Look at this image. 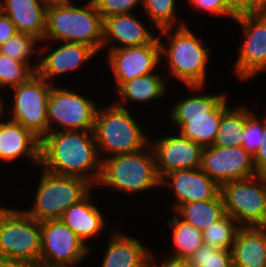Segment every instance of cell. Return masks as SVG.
Wrapping results in <instances>:
<instances>
[{
    "instance_id": "obj_16",
    "label": "cell",
    "mask_w": 266,
    "mask_h": 267,
    "mask_svg": "<svg viewBox=\"0 0 266 267\" xmlns=\"http://www.w3.org/2000/svg\"><path fill=\"white\" fill-rule=\"evenodd\" d=\"M163 185L173 188L176 195L173 211L185 203L211 200L220 194V186L201 168L169 172L161 178V186Z\"/></svg>"
},
{
    "instance_id": "obj_14",
    "label": "cell",
    "mask_w": 266,
    "mask_h": 267,
    "mask_svg": "<svg viewBox=\"0 0 266 267\" xmlns=\"http://www.w3.org/2000/svg\"><path fill=\"white\" fill-rule=\"evenodd\" d=\"M108 54L115 78V91L124 82L153 73L162 62L158 36L148 45L114 48Z\"/></svg>"
},
{
    "instance_id": "obj_42",
    "label": "cell",
    "mask_w": 266,
    "mask_h": 267,
    "mask_svg": "<svg viewBox=\"0 0 266 267\" xmlns=\"http://www.w3.org/2000/svg\"><path fill=\"white\" fill-rule=\"evenodd\" d=\"M0 267H38L34 263L0 257Z\"/></svg>"
},
{
    "instance_id": "obj_2",
    "label": "cell",
    "mask_w": 266,
    "mask_h": 267,
    "mask_svg": "<svg viewBox=\"0 0 266 267\" xmlns=\"http://www.w3.org/2000/svg\"><path fill=\"white\" fill-rule=\"evenodd\" d=\"M72 0L48 4L44 40L82 43L97 53L103 46V19L93 0L83 6Z\"/></svg>"
},
{
    "instance_id": "obj_23",
    "label": "cell",
    "mask_w": 266,
    "mask_h": 267,
    "mask_svg": "<svg viewBox=\"0 0 266 267\" xmlns=\"http://www.w3.org/2000/svg\"><path fill=\"white\" fill-rule=\"evenodd\" d=\"M90 191L79 202L70 206L60 220L68 226L86 244L87 239L97 236L105 228L107 222L101 211L90 200Z\"/></svg>"
},
{
    "instance_id": "obj_38",
    "label": "cell",
    "mask_w": 266,
    "mask_h": 267,
    "mask_svg": "<svg viewBox=\"0 0 266 267\" xmlns=\"http://www.w3.org/2000/svg\"><path fill=\"white\" fill-rule=\"evenodd\" d=\"M228 10L235 16L253 13V0H226Z\"/></svg>"
},
{
    "instance_id": "obj_12",
    "label": "cell",
    "mask_w": 266,
    "mask_h": 267,
    "mask_svg": "<svg viewBox=\"0 0 266 267\" xmlns=\"http://www.w3.org/2000/svg\"><path fill=\"white\" fill-rule=\"evenodd\" d=\"M234 21L244 34L234 72L239 79L247 80L266 70V12L242 14Z\"/></svg>"
},
{
    "instance_id": "obj_21",
    "label": "cell",
    "mask_w": 266,
    "mask_h": 267,
    "mask_svg": "<svg viewBox=\"0 0 266 267\" xmlns=\"http://www.w3.org/2000/svg\"><path fill=\"white\" fill-rule=\"evenodd\" d=\"M4 13L18 32L44 41L48 4L43 0H3Z\"/></svg>"
},
{
    "instance_id": "obj_7",
    "label": "cell",
    "mask_w": 266,
    "mask_h": 267,
    "mask_svg": "<svg viewBox=\"0 0 266 267\" xmlns=\"http://www.w3.org/2000/svg\"><path fill=\"white\" fill-rule=\"evenodd\" d=\"M41 255L40 222L25 210L7 208L0 218V257L34 263Z\"/></svg>"
},
{
    "instance_id": "obj_26",
    "label": "cell",
    "mask_w": 266,
    "mask_h": 267,
    "mask_svg": "<svg viewBox=\"0 0 266 267\" xmlns=\"http://www.w3.org/2000/svg\"><path fill=\"white\" fill-rule=\"evenodd\" d=\"M175 212L201 232L226 215L221 194L211 200L185 203Z\"/></svg>"
},
{
    "instance_id": "obj_17",
    "label": "cell",
    "mask_w": 266,
    "mask_h": 267,
    "mask_svg": "<svg viewBox=\"0 0 266 267\" xmlns=\"http://www.w3.org/2000/svg\"><path fill=\"white\" fill-rule=\"evenodd\" d=\"M48 49L47 46L37 49L41 59L37 62L36 70V73L48 82L56 76L77 70L98 54L92 47L82 43L62 42L51 52Z\"/></svg>"
},
{
    "instance_id": "obj_35",
    "label": "cell",
    "mask_w": 266,
    "mask_h": 267,
    "mask_svg": "<svg viewBox=\"0 0 266 267\" xmlns=\"http://www.w3.org/2000/svg\"><path fill=\"white\" fill-rule=\"evenodd\" d=\"M252 113L245 123V129L242 132L241 146L251 155L254 156L259 149L260 144L264 141L263 133V118L259 119Z\"/></svg>"
},
{
    "instance_id": "obj_34",
    "label": "cell",
    "mask_w": 266,
    "mask_h": 267,
    "mask_svg": "<svg viewBox=\"0 0 266 267\" xmlns=\"http://www.w3.org/2000/svg\"><path fill=\"white\" fill-rule=\"evenodd\" d=\"M191 267H233L231 251L202 244L187 258Z\"/></svg>"
},
{
    "instance_id": "obj_20",
    "label": "cell",
    "mask_w": 266,
    "mask_h": 267,
    "mask_svg": "<svg viewBox=\"0 0 266 267\" xmlns=\"http://www.w3.org/2000/svg\"><path fill=\"white\" fill-rule=\"evenodd\" d=\"M101 267H149L151 251L139 239L114 231Z\"/></svg>"
},
{
    "instance_id": "obj_40",
    "label": "cell",
    "mask_w": 266,
    "mask_h": 267,
    "mask_svg": "<svg viewBox=\"0 0 266 267\" xmlns=\"http://www.w3.org/2000/svg\"><path fill=\"white\" fill-rule=\"evenodd\" d=\"M191 267L187 258L169 257L160 264L155 262V256L151 253L149 258V267Z\"/></svg>"
},
{
    "instance_id": "obj_37",
    "label": "cell",
    "mask_w": 266,
    "mask_h": 267,
    "mask_svg": "<svg viewBox=\"0 0 266 267\" xmlns=\"http://www.w3.org/2000/svg\"><path fill=\"white\" fill-rule=\"evenodd\" d=\"M192 4L191 6L195 10H200L202 12H208L213 15H223L229 16L233 20L236 18L227 7L226 0H189Z\"/></svg>"
},
{
    "instance_id": "obj_3",
    "label": "cell",
    "mask_w": 266,
    "mask_h": 267,
    "mask_svg": "<svg viewBox=\"0 0 266 267\" xmlns=\"http://www.w3.org/2000/svg\"><path fill=\"white\" fill-rule=\"evenodd\" d=\"M177 26L176 29H173L174 27L162 29L157 35L160 56L167 58L171 75L183 82L191 91L200 89L201 92L206 82V67L211 49L204 46L184 22ZM162 35L166 36L170 43L164 44L160 39Z\"/></svg>"
},
{
    "instance_id": "obj_44",
    "label": "cell",
    "mask_w": 266,
    "mask_h": 267,
    "mask_svg": "<svg viewBox=\"0 0 266 267\" xmlns=\"http://www.w3.org/2000/svg\"><path fill=\"white\" fill-rule=\"evenodd\" d=\"M262 137H263L264 141H266V115L264 116V119H263V133H262Z\"/></svg>"
},
{
    "instance_id": "obj_22",
    "label": "cell",
    "mask_w": 266,
    "mask_h": 267,
    "mask_svg": "<svg viewBox=\"0 0 266 267\" xmlns=\"http://www.w3.org/2000/svg\"><path fill=\"white\" fill-rule=\"evenodd\" d=\"M231 255L233 267H266V226L241 227Z\"/></svg>"
},
{
    "instance_id": "obj_47",
    "label": "cell",
    "mask_w": 266,
    "mask_h": 267,
    "mask_svg": "<svg viewBox=\"0 0 266 267\" xmlns=\"http://www.w3.org/2000/svg\"><path fill=\"white\" fill-rule=\"evenodd\" d=\"M43 1H45L47 4H50V3H55V2H61L64 0H43Z\"/></svg>"
},
{
    "instance_id": "obj_19",
    "label": "cell",
    "mask_w": 266,
    "mask_h": 267,
    "mask_svg": "<svg viewBox=\"0 0 266 267\" xmlns=\"http://www.w3.org/2000/svg\"><path fill=\"white\" fill-rule=\"evenodd\" d=\"M156 37L137 19L133 13L119 14L103 19V46L117 40L119 44L111 46L114 48H124L133 46H143L150 44Z\"/></svg>"
},
{
    "instance_id": "obj_45",
    "label": "cell",
    "mask_w": 266,
    "mask_h": 267,
    "mask_svg": "<svg viewBox=\"0 0 266 267\" xmlns=\"http://www.w3.org/2000/svg\"><path fill=\"white\" fill-rule=\"evenodd\" d=\"M1 98H3V97L0 96V118L2 117L3 111H5V110H3L4 104H3V99H1ZM0 122H1V119H0Z\"/></svg>"
},
{
    "instance_id": "obj_9",
    "label": "cell",
    "mask_w": 266,
    "mask_h": 267,
    "mask_svg": "<svg viewBox=\"0 0 266 267\" xmlns=\"http://www.w3.org/2000/svg\"><path fill=\"white\" fill-rule=\"evenodd\" d=\"M53 85L36 73L27 82L12 88L13 106L6 107L12 116L10 120L20 123L40 140L49 133L47 107Z\"/></svg>"
},
{
    "instance_id": "obj_33",
    "label": "cell",
    "mask_w": 266,
    "mask_h": 267,
    "mask_svg": "<svg viewBox=\"0 0 266 267\" xmlns=\"http://www.w3.org/2000/svg\"><path fill=\"white\" fill-rule=\"evenodd\" d=\"M36 37L28 33L17 32L11 39L0 45V53L13 59L30 64V59L34 53L39 56L36 44L39 42ZM35 48V49H34Z\"/></svg>"
},
{
    "instance_id": "obj_30",
    "label": "cell",
    "mask_w": 266,
    "mask_h": 267,
    "mask_svg": "<svg viewBox=\"0 0 266 267\" xmlns=\"http://www.w3.org/2000/svg\"><path fill=\"white\" fill-rule=\"evenodd\" d=\"M241 227L233 217L226 214L203 231V243L218 250L231 251Z\"/></svg>"
},
{
    "instance_id": "obj_46",
    "label": "cell",
    "mask_w": 266,
    "mask_h": 267,
    "mask_svg": "<svg viewBox=\"0 0 266 267\" xmlns=\"http://www.w3.org/2000/svg\"><path fill=\"white\" fill-rule=\"evenodd\" d=\"M3 0H0V18L4 15Z\"/></svg>"
},
{
    "instance_id": "obj_48",
    "label": "cell",
    "mask_w": 266,
    "mask_h": 267,
    "mask_svg": "<svg viewBox=\"0 0 266 267\" xmlns=\"http://www.w3.org/2000/svg\"><path fill=\"white\" fill-rule=\"evenodd\" d=\"M6 209H7V208H0V218H1V216L3 215V213L5 212Z\"/></svg>"
},
{
    "instance_id": "obj_24",
    "label": "cell",
    "mask_w": 266,
    "mask_h": 267,
    "mask_svg": "<svg viewBox=\"0 0 266 267\" xmlns=\"http://www.w3.org/2000/svg\"><path fill=\"white\" fill-rule=\"evenodd\" d=\"M227 97L207 116L170 117L179 129L178 133L202 147L212 146L217 135L222 115L230 108Z\"/></svg>"
},
{
    "instance_id": "obj_5",
    "label": "cell",
    "mask_w": 266,
    "mask_h": 267,
    "mask_svg": "<svg viewBox=\"0 0 266 267\" xmlns=\"http://www.w3.org/2000/svg\"><path fill=\"white\" fill-rule=\"evenodd\" d=\"M96 185L130 194L161 186L151 145L134 153L102 159L100 178Z\"/></svg>"
},
{
    "instance_id": "obj_1",
    "label": "cell",
    "mask_w": 266,
    "mask_h": 267,
    "mask_svg": "<svg viewBox=\"0 0 266 267\" xmlns=\"http://www.w3.org/2000/svg\"><path fill=\"white\" fill-rule=\"evenodd\" d=\"M101 163L93 130H57L40 140L39 166L50 173L78 176L95 186Z\"/></svg>"
},
{
    "instance_id": "obj_43",
    "label": "cell",
    "mask_w": 266,
    "mask_h": 267,
    "mask_svg": "<svg viewBox=\"0 0 266 267\" xmlns=\"http://www.w3.org/2000/svg\"><path fill=\"white\" fill-rule=\"evenodd\" d=\"M266 12V0H253V13Z\"/></svg>"
},
{
    "instance_id": "obj_18",
    "label": "cell",
    "mask_w": 266,
    "mask_h": 267,
    "mask_svg": "<svg viewBox=\"0 0 266 267\" xmlns=\"http://www.w3.org/2000/svg\"><path fill=\"white\" fill-rule=\"evenodd\" d=\"M27 157L40 163V139L13 120L0 122V161L12 162Z\"/></svg>"
},
{
    "instance_id": "obj_39",
    "label": "cell",
    "mask_w": 266,
    "mask_h": 267,
    "mask_svg": "<svg viewBox=\"0 0 266 267\" xmlns=\"http://www.w3.org/2000/svg\"><path fill=\"white\" fill-rule=\"evenodd\" d=\"M17 32L15 24L4 14L0 18V45L11 39Z\"/></svg>"
},
{
    "instance_id": "obj_25",
    "label": "cell",
    "mask_w": 266,
    "mask_h": 267,
    "mask_svg": "<svg viewBox=\"0 0 266 267\" xmlns=\"http://www.w3.org/2000/svg\"><path fill=\"white\" fill-rule=\"evenodd\" d=\"M154 73L139 76L131 81L124 82L115 91L121 100H115L114 103L119 107L126 108L125 102L127 101L146 103L161 98L166 92L167 83H165V80L159 74Z\"/></svg>"
},
{
    "instance_id": "obj_13",
    "label": "cell",
    "mask_w": 266,
    "mask_h": 267,
    "mask_svg": "<svg viewBox=\"0 0 266 267\" xmlns=\"http://www.w3.org/2000/svg\"><path fill=\"white\" fill-rule=\"evenodd\" d=\"M200 168L219 186L258 174L253 164V156L241 145L203 147Z\"/></svg>"
},
{
    "instance_id": "obj_29",
    "label": "cell",
    "mask_w": 266,
    "mask_h": 267,
    "mask_svg": "<svg viewBox=\"0 0 266 267\" xmlns=\"http://www.w3.org/2000/svg\"><path fill=\"white\" fill-rule=\"evenodd\" d=\"M226 95L222 94H202L191 95L184 98L170 111V117H198L210 114L224 99Z\"/></svg>"
},
{
    "instance_id": "obj_36",
    "label": "cell",
    "mask_w": 266,
    "mask_h": 267,
    "mask_svg": "<svg viewBox=\"0 0 266 267\" xmlns=\"http://www.w3.org/2000/svg\"><path fill=\"white\" fill-rule=\"evenodd\" d=\"M102 19L119 14L133 13L137 5L142 8V0H93Z\"/></svg>"
},
{
    "instance_id": "obj_31",
    "label": "cell",
    "mask_w": 266,
    "mask_h": 267,
    "mask_svg": "<svg viewBox=\"0 0 266 267\" xmlns=\"http://www.w3.org/2000/svg\"><path fill=\"white\" fill-rule=\"evenodd\" d=\"M37 68L38 63L26 64L0 53V89L14 88L27 82L36 74Z\"/></svg>"
},
{
    "instance_id": "obj_6",
    "label": "cell",
    "mask_w": 266,
    "mask_h": 267,
    "mask_svg": "<svg viewBox=\"0 0 266 267\" xmlns=\"http://www.w3.org/2000/svg\"><path fill=\"white\" fill-rule=\"evenodd\" d=\"M42 170L34 203L25 211L39 222L60 219L70 206L79 202L94 187L78 176L56 175Z\"/></svg>"
},
{
    "instance_id": "obj_15",
    "label": "cell",
    "mask_w": 266,
    "mask_h": 267,
    "mask_svg": "<svg viewBox=\"0 0 266 267\" xmlns=\"http://www.w3.org/2000/svg\"><path fill=\"white\" fill-rule=\"evenodd\" d=\"M149 144L155 155L160 178L175 170L201 167L203 147L179 133L167 135Z\"/></svg>"
},
{
    "instance_id": "obj_27",
    "label": "cell",
    "mask_w": 266,
    "mask_h": 267,
    "mask_svg": "<svg viewBox=\"0 0 266 267\" xmlns=\"http://www.w3.org/2000/svg\"><path fill=\"white\" fill-rule=\"evenodd\" d=\"M252 114L246 106L229 108L221 118L220 126L212 146L230 147L242 144V132L247 118Z\"/></svg>"
},
{
    "instance_id": "obj_4",
    "label": "cell",
    "mask_w": 266,
    "mask_h": 267,
    "mask_svg": "<svg viewBox=\"0 0 266 267\" xmlns=\"http://www.w3.org/2000/svg\"><path fill=\"white\" fill-rule=\"evenodd\" d=\"M132 116L114 102L98 107L93 132L101 159L140 151L151 142Z\"/></svg>"
},
{
    "instance_id": "obj_11",
    "label": "cell",
    "mask_w": 266,
    "mask_h": 267,
    "mask_svg": "<svg viewBox=\"0 0 266 267\" xmlns=\"http://www.w3.org/2000/svg\"><path fill=\"white\" fill-rule=\"evenodd\" d=\"M97 109L93 99L52 86L47 107L49 132L56 130L54 122L61 130H93Z\"/></svg>"
},
{
    "instance_id": "obj_8",
    "label": "cell",
    "mask_w": 266,
    "mask_h": 267,
    "mask_svg": "<svg viewBox=\"0 0 266 267\" xmlns=\"http://www.w3.org/2000/svg\"><path fill=\"white\" fill-rule=\"evenodd\" d=\"M220 194L226 214L242 227L266 226V174L226 182Z\"/></svg>"
},
{
    "instance_id": "obj_10",
    "label": "cell",
    "mask_w": 266,
    "mask_h": 267,
    "mask_svg": "<svg viewBox=\"0 0 266 267\" xmlns=\"http://www.w3.org/2000/svg\"><path fill=\"white\" fill-rule=\"evenodd\" d=\"M40 228L39 267H74L90 253V247L60 219L42 221Z\"/></svg>"
},
{
    "instance_id": "obj_32",
    "label": "cell",
    "mask_w": 266,
    "mask_h": 267,
    "mask_svg": "<svg viewBox=\"0 0 266 267\" xmlns=\"http://www.w3.org/2000/svg\"><path fill=\"white\" fill-rule=\"evenodd\" d=\"M175 4L176 0H142V9L160 31L176 24Z\"/></svg>"
},
{
    "instance_id": "obj_28",
    "label": "cell",
    "mask_w": 266,
    "mask_h": 267,
    "mask_svg": "<svg viewBox=\"0 0 266 267\" xmlns=\"http://www.w3.org/2000/svg\"><path fill=\"white\" fill-rule=\"evenodd\" d=\"M172 229L174 250L170 251L171 257L188 258L203 244V232L183 220L177 213L168 221Z\"/></svg>"
},
{
    "instance_id": "obj_41",
    "label": "cell",
    "mask_w": 266,
    "mask_h": 267,
    "mask_svg": "<svg viewBox=\"0 0 266 267\" xmlns=\"http://www.w3.org/2000/svg\"><path fill=\"white\" fill-rule=\"evenodd\" d=\"M253 164L258 174H266V141H263L255 155Z\"/></svg>"
}]
</instances>
